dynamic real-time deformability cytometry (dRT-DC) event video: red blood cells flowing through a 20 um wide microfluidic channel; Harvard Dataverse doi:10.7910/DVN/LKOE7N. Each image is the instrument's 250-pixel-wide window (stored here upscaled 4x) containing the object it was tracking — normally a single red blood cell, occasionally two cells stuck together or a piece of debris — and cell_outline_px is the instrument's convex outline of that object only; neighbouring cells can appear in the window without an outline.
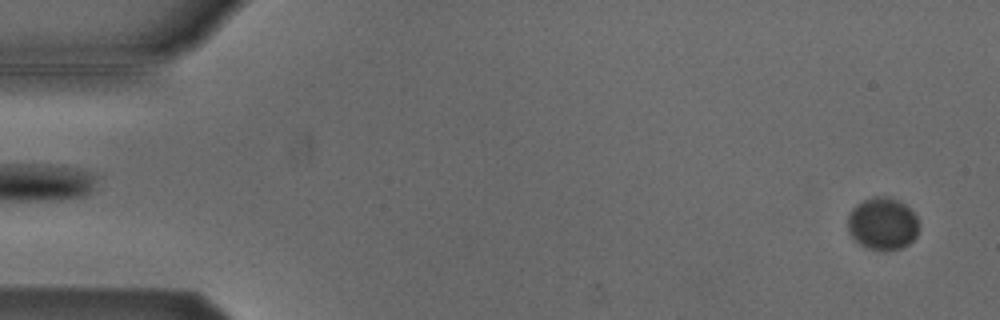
{"species": "Egyptian fruit bat (a non-hibernating species)", "species_latin": "Rousettus aegyptiacus", "temperature_condition": "cold", "stored_images_in_passage": 6, "camera_frame_rate_fps": 3000, "um_per_image_px": 0.085, "animal": {"sex": "male"}, "frame": {"image": 1, "passage_image": 6, "time_ms": 1.667, "image_size_px": [1000, 320], "cell_outline_px": [[920, 228], [916, 236], [908, 244], [900, 248], [888, 252], [880, 252], [864, 248], [848, 232], [848, 216], [852, 208], [856, 204], [864, 200], [876, 196], [888, 196], [904, 204], [916, 216]], "centroid_in_image_um": [75.01, 19.05], "position_along_channel_um": 10.0, "area_um2": 22.02}}